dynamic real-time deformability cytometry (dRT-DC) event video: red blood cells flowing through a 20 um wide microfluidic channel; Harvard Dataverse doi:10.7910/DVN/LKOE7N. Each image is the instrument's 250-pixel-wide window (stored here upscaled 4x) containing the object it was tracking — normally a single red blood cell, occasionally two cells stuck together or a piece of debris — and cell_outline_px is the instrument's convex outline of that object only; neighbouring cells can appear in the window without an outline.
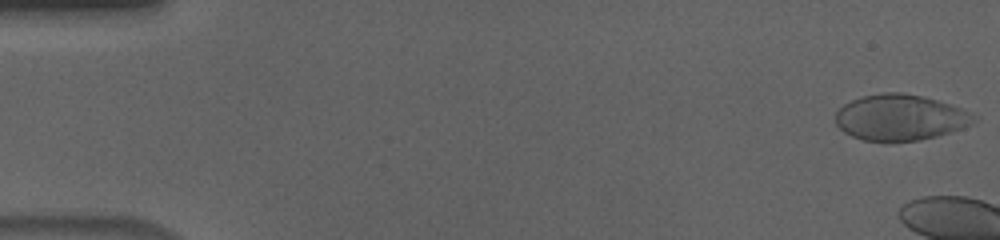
{"species": "human", "species_latin": "Homo sapiens", "temperature_condition": "cold", "stored_images_in_passage": 7, "camera_frame_rate_fps": 3000, "um_per_image_px": 0.085, "donor": {"sex": "male"}, "frame": {"image": 1, "passage_image": 1, "time_ms": 0.0, "image_size_px": [1000, 240], "cell_outline_px": [[976, 120], [972, 124], [964, 128], [936, 136], [920, 140], [864, 140], [852, 136], [844, 132], [836, 124], [836, 112], [844, 104], [852, 100], [864, 96], [884, 92], [900, 92], [924, 96], [960, 108], [976, 116]], "centroid_in_image_um": [76.52, 9.97], "position_along_channel_um": 8.5, "area_um2": 36.59}}